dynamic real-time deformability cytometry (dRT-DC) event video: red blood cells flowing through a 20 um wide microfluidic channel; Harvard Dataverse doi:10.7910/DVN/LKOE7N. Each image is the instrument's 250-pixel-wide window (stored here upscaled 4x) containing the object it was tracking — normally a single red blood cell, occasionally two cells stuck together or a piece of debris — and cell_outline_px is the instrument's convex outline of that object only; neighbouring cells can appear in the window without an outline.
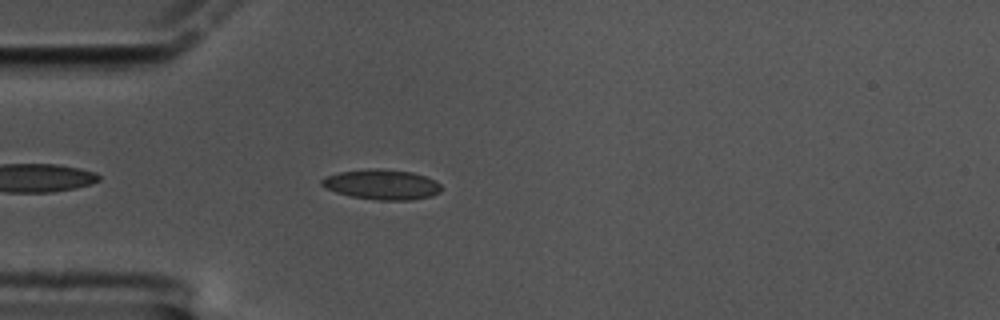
{"species": "common noctule bat (a hibernating species)", "species_latin": "Nyctalus noctula", "temperature_condition": "cold", "stored_images_in_passage": 14, "camera_frame_rate_fps": 3000, "um_per_image_px": 0.085, "animal": {"sex": "male", "body_mass_g": 17.5, "forearm_length_mm": 52.3}, "frame": {"image": 1, "passage_image": 5, "time_ms": 1.333, "image_size_px": [1000, 320], "cell_outline_px": [[440, 192], [432, 196], [408, 200], [376, 200], [352, 196], [336, 192], [320, 184], [320, 180], [324, 176], [340, 172], [372, 168], [376, 168], [412, 172], [436, 180], [440, 184]], "centroid_in_image_um": [32.45, 15.68], "position_along_channel_um": 52.5, "area_um2": 20.87}}